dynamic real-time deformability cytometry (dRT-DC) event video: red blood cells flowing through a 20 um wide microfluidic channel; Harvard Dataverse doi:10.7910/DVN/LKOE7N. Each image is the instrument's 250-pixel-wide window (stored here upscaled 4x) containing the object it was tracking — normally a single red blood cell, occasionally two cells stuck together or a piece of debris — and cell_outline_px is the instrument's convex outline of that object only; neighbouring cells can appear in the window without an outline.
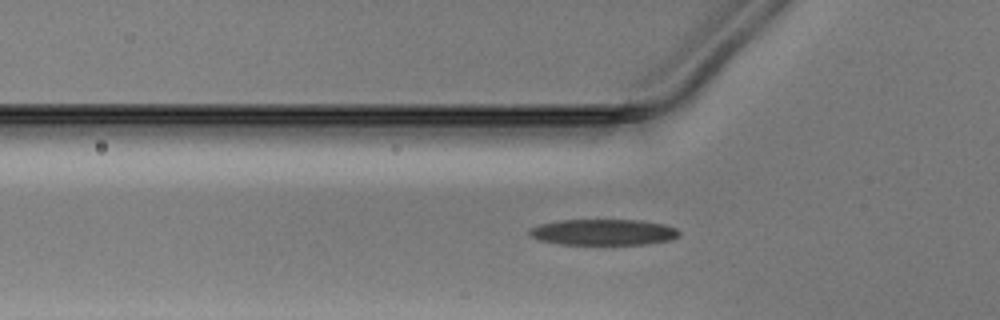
{"species": "Egyptian fruit bat (a non-hibernating species)", "species_latin": "Rousettus aegyptiacus", "temperature_condition": "warm", "stored_images_in_passage": 31, "camera_frame_rate_fps": 3000, "um_per_image_px": 0.085, "animal": {"sex": "male"}, "frame": {"image": 1, "passage_image": 3, "time_ms": 0.667, "image_size_px": [1000, 320], "cell_outline_px": [[680, 236], [672, 240], [648, 244], [556, 244], [540, 240], [532, 236], [528, 232], [532, 228], [540, 224], [560, 220], [636, 220], [664, 224], [676, 228], [680, 232]], "centroid_in_image_um": [51.33, 19.74], "position_along_channel_um": 74.5, "area_um2": 22.66}}
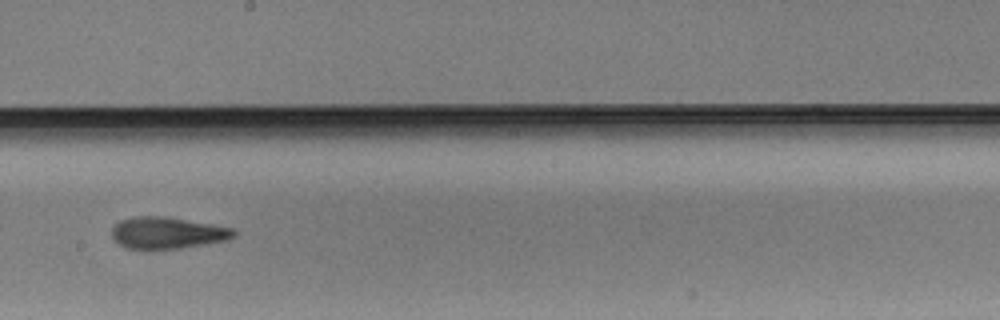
{"frame": {"image": 2, "passage_image": 15, "time_ms": 4.667, "image_size_px": [1000, 320], "cell_outline_px": [[236, 236], [224, 240], [204, 244], [180, 248], [124, 248], [112, 240], [112, 224], [120, 220], [132, 216], [164, 216], [236, 228]], "centroid_in_image_um": [14.18, 19.77], "position_along_channel_um": 234.0, "area_um2": 22.6}}
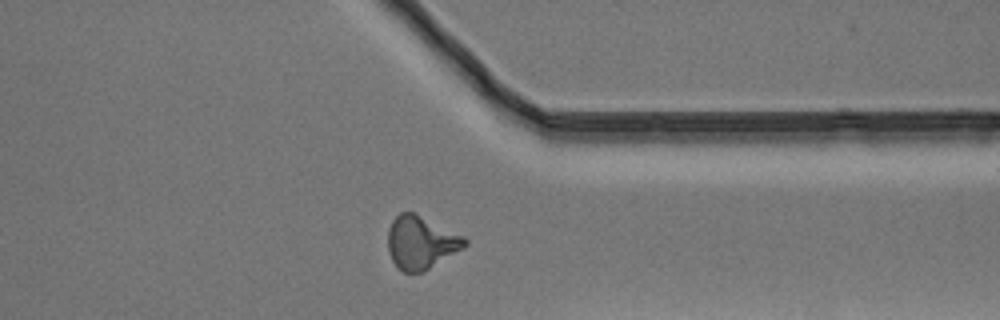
{"frame": {"image": 3, "passage_image": 26, "time_ms": 8.333, "image_size_px": [1000, 320], "cell_outline_px": [[468, 244], [424, 272], [404, 272], [392, 260], [388, 252], [388, 228], [392, 220], [400, 212], [412, 212], [464, 236], [468, 240]], "centroid_in_image_um": [35.76, 20.61], "position_along_channel_um": 375.6, "area_um2": 23.41}}